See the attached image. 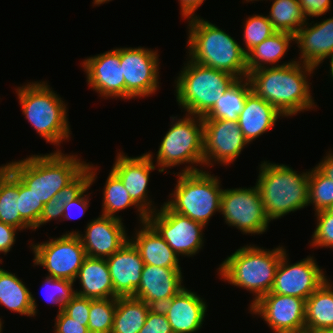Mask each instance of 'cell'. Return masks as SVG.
Returning a JSON list of instances; mask_svg holds the SVG:
<instances>
[{"instance_id": "1", "label": "cell", "mask_w": 333, "mask_h": 333, "mask_svg": "<svg viewBox=\"0 0 333 333\" xmlns=\"http://www.w3.org/2000/svg\"><path fill=\"white\" fill-rule=\"evenodd\" d=\"M86 162L77 155L52 153L30 155L6 166L43 204L63 193H72L86 179Z\"/></svg>"}, {"instance_id": "2", "label": "cell", "mask_w": 333, "mask_h": 333, "mask_svg": "<svg viewBox=\"0 0 333 333\" xmlns=\"http://www.w3.org/2000/svg\"><path fill=\"white\" fill-rule=\"evenodd\" d=\"M294 60L285 66L252 71L247 77L252 91L289 118L317 107L310 92L312 83L308 82L316 68Z\"/></svg>"}, {"instance_id": "3", "label": "cell", "mask_w": 333, "mask_h": 333, "mask_svg": "<svg viewBox=\"0 0 333 333\" xmlns=\"http://www.w3.org/2000/svg\"><path fill=\"white\" fill-rule=\"evenodd\" d=\"M187 21V56L191 61L225 71L237 79L248 77L247 54L233 37L199 15Z\"/></svg>"}, {"instance_id": "4", "label": "cell", "mask_w": 333, "mask_h": 333, "mask_svg": "<svg viewBox=\"0 0 333 333\" xmlns=\"http://www.w3.org/2000/svg\"><path fill=\"white\" fill-rule=\"evenodd\" d=\"M285 251V247L280 245L272 250L254 244L240 247L220 264L217 269L219 279L252 293L254 298L250 307L271 291L278 264Z\"/></svg>"}, {"instance_id": "5", "label": "cell", "mask_w": 333, "mask_h": 333, "mask_svg": "<svg viewBox=\"0 0 333 333\" xmlns=\"http://www.w3.org/2000/svg\"><path fill=\"white\" fill-rule=\"evenodd\" d=\"M256 181L270 221L303 209L309 204V170L302 173L285 164L262 161Z\"/></svg>"}, {"instance_id": "6", "label": "cell", "mask_w": 333, "mask_h": 333, "mask_svg": "<svg viewBox=\"0 0 333 333\" xmlns=\"http://www.w3.org/2000/svg\"><path fill=\"white\" fill-rule=\"evenodd\" d=\"M15 90L23 115L41 138L54 146L69 139L71 130L67 104L52 90L48 82L32 81Z\"/></svg>"}, {"instance_id": "7", "label": "cell", "mask_w": 333, "mask_h": 333, "mask_svg": "<svg viewBox=\"0 0 333 333\" xmlns=\"http://www.w3.org/2000/svg\"><path fill=\"white\" fill-rule=\"evenodd\" d=\"M186 59L175 80L176 100L186 114L204 117L237 78Z\"/></svg>"}, {"instance_id": "8", "label": "cell", "mask_w": 333, "mask_h": 333, "mask_svg": "<svg viewBox=\"0 0 333 333\" xmlns=\"http://www.w3.org/2000/svg\"><path fill=\"white\" fill-rule=\"evenodd\" d=\"M176 176V187L164 203L172 211L206 226L216 211L220 213L223 192L220 177L208 170L178 172Z\"/></svg>"}, {"instance_id": "9", "label": "cell", "mask_w": 333, "mask_h": 333, "mask_svg": "<svg viewBox=\"0 0 333 333\" xmlns=\"http://www.w3.org/2000/svg\"><path fill=\"white\" fill-rule=\"evenodd\" d=\"M171 126L166 132L156 154L158 172L166 168L189 164L181 172L204 170L203 157V118L186 114L182 118L170 117ZM178 120V121H177ZM195 164V165H194ZM203 165L201 169L195 167ZM192 165V166H191ZM194 165V166H193Z\"/></svg>"}, {"instance_id": "10", "label": "cell", "mask_w": 333, "mask_h": 333, "mask_svg": "<svg viewBox=\"0 0 333 333\" xmlns=\"http://www.w3.org/2000/svg\"><path fill=\"white\" fill-rule=\"evenodd\" d=\"M33 264L42 266L49 277L76 282L79 269L87 257L77 234H63L42 243H31Z\"/></svg>"}, {"instance_id": "11", "label": "cell", "mask_w": 333, "mask_h": 333, "mask_svg": "<svg viewBox=\"0 0 333 333\" xmlns=\"http://www.w3.org/2000/svg\"><path fill=\"white\" fill-rule=\"evenodd\" d=\"M220 213L228 226L243 234L261 235L271 222L265 213L258 186L223 189Z\"/></svg>"}, {"instance_id": "12", "label": "cell", "mask_w": 333, "mask_h": 333, "mask_svg": "<svg viewBox=\"0 0 333 333\" xmlns=\"http://www.w3.org/2000/svg\"><path fill=\"white\" fill-rule=\"evenodd\" d=\"M154 213L148 214L147 222L179 256L192 257L204 246V225L187 216L172 211L165 203Z\"/></svg>"}, {"instance_id": "13", "label": "cell", "mask_w": 333, "mask_h": 333, "mask_svg": "<svg viewBox=\"0 0 333 333\" xmlns=\"http://www.w3.org/2000/svg\"><path fill=\"white\" fill-rule=\"evenodd\" d=\"M158 51L120 47V68L125 79V99L153 95L159 88Z\"/></svg>"}, {"instance_id": "14", "label": "cell", "mask_w": 333, "mask_h": 333, "mask_svg": "<svg viewBox=\"0 0 333 333\" xmlns=\"http://www.w3.org/2000/svg\"><path fill=\"white\" fill-rule=\"evenodd\" d=\"M288 257L285 251L278 264L270 292L307 300L328 278L313 256H307L293 264Z\"/></svg>"}, {"instance_id": "15", "label": "cell", "mask_w": 333, "mask_h": 333, "mask_svg": "<svg viewBox=\"0 0 333 333\" xmlns=\"http://www.w3.org/2000/svg\"><path fill=\"white\" fill-rule=\"evenodd\" d=\"M204 166L233 163L249 143L245 140L238 122L226 119L203 120Z\"/></svg>"}, {"instance_id": "16", "label": "cell", "mask_w": 333, "mask_h": 333, "mask_svg": "<svg viewBox=\"0 0 333 333\" xmlns=\"http://www.w3.org/2000/svg\"><path fill=\"white\" fill-rule=\"evenodd\" d=\"M274 333H290L305 328L306 300L269 292L249 307Z\"/></svg>"}, {"instance_id": "17", "label": "cell", "mask_w": 333, "mask_h": 333, "mask_svg": "<svg viewBox=\"0 0 333 333\" xmlns=\"http://www.w3.org/2000/svg\"><path fill=\"white\" fill-rule=\"evenodd\" d=\"M153 157L151 152H146L137 157H129L120 151L117 153L111 169L123 182V186L128 191L132 200L147 215L157 210L154 205L155 203L148 197L147 189L150 173L152 170H156Z\"/></svg>"}, {"instance_id": "18", "label": "cell", "mask_w": 333, "mask_h": 333, "mask_svg": "<svg viewBox=\"0 0 333 333\" xmlns=\"http://www.w3.org/2000/svg\"><path fill=\"white\" fill-rule=\"evenodd\" d=\"M82 67L89 87L102 98L125 99V79L120 68V48L83 60Z\"/></svg>"}, {"instance_id": "19", "label": "cell", "mask_w": 333, "mask_h": 333, "mask_svg": "<svg viewBox=\"0 0 333 333\" xmlns=\"http://www.w3.org/2000/svg\"><path fill=\"white\" fill-rule=\"evenodd\" d=\"M123 224L120 219L99 215L87 224L85 234L79 231H68L66 234L79 236L87 256L106 259L129 241Z\"/></svg>"}, {"instance_id": "20", "label": "cell", "mask_w": 333, "mask_h": 333, "mask_svg": "<svg viewBox=\"0 0 333 333\" xmlns=\"http://www.w3.org/2000/svg\"><path fill=\"white\" fill-rule=\"evenodd\" d=\"M181 268H166L144 264L140 285L133 297L143 300L151 307L160 308L185 286Z\"/></svg>"}, {"instance_id": "21", "label": "cell", "mask_w": 333, "mask_h": 333, "mask_svg": "<svg viewBox=\"0 0 333 333\" xmlns=\"http://www.w3.org/2000/svg\"><path fill=\"white\" fill-rule=\"evenodd\" d=\"M199 296L184 287L160 307L173 333H194L201 329L208 305Z\"/></svg>"}, {"instance_id": "22", "label": "cell", "mask_w": 333, "mask_h": 333, "mask_svg": "<svg viewBox=\"0 0 333 333\" xmlns=\"http://www.w3.org/2000/svg\"><path fill=\"white\" fill-rule=\"evenodd\" d=\"M312 23L307 20L294 35L293 43L300 49L299 62L317 69L326 58L333 56V17Z\"/></svg>"}, {"instance_id": "23", "label": "cell", "mask_w": 333, "mask_h": 333, "mask_svg": "<svg viewBox=\"0 0 333 333\" xmlns=\"http://www.w3.org/2000/svg\"><path fill=\"white\" fill-rule=\"evenodd\" d=\"M114 294L117 297L134 296L140 285L144 262L136 247L128 241L117 252L106 258Z\"/></svg>"}, {"instance_id": "24", "label": "cell", "mask_w": 333, "mask_h": 333, "mask_svg": "<svg viewBox=\"0 0 333 333\" xmlns=\"http://www.w3.org/2000/svg\"><path fill=\"white\" fill-rule=\"evenodd\" d=\"M280 117L283 115L274 106L251 91L237 122L245 140L251 144L273 128Z\"/></svg>"}, {"instance_id": "25", "label": "cell", "mask_w": 333, "mask_h": 333, "mask_svg": "<svg viewBox=\"0 0 333 333\" xmlns=\"http://www.w3.org/2000/svg\"><path fill=\"white\" fill-rule=\"evenodd\" d=\"M129 241L139 251L144 264L181 268L178 255L148 222L141 223Z\"/></svg>"}, {"instance_id": "26", "label": "cell", "mask_w": 333, "mask_h": 333, "mask_svg": "<svg viewBox=\"0 0 333 333\" xmlns=\"http://www.w3.org/2000/svg\"><path fill=\"white\" fill-rule=\"evenodd\" d=\"M81 289L75 295L90 299L117 298L114 294L110 271L106 259L87 256L79 269Z\"/></svg>"}, {"instance_id": "27", "label": "cell", "mask_w": 333, "mask_h": 333, "mask_svg": "<svg viewBox=\"0 0 333 333\" xmlns=\"http://www.w3.org/2000/svg\"><path fill=\"white\" fill-rule=\"evenodd\" d=\"M0 305L10 311L34 317L37 315V303L32 292L12 272L0 267ZM0 323L2 319L0 318Z\"/></svg>"}, {"instance_id": "28", "label": "cell", "mask_w": 333, "mask_h": 333, "mask_svg": "<svg viewBox=\"0 0 333 333\" xmlns=\"http://www.w3.org/2000/svg\"><path fill=\"white\" fill-rule=\"evenodd\" d=\"M292 41H294L293 34L287 32H275L262 43L256 45L247 53L248 74L261 68L285 66L295 62L292 59L289 62H284L281 65L279 64V61L284 58L285 54H287Z\"/></svg>"}, {"instance_id": "29", "label": "cell", "mask_w": 333, "mask_h": 333, "mask_svg": "<svg viewBox=\"0 0 333 333\" xmlns=\"http://www.w3.org/2000/svg\"><path fill=\"white\" fill-rule=\"evenodd\" d=\"M305 328L333 329V283L327 279L306 300Z\"/></svg>"}, {"instance_id": "30", "label": "cell", "mask_w": 333, "mask_h": 333, "mask_svg": "<svg viewBox=\"0 0 333 333\" xmlns=\"http://www.w3.org/2000/svg\"><path fill=\"white\" fill-rule=\"evenodd\" d=\"M19 178L6 166L0 172V221L18 228H33L20 216L18 210Z\"/></svg>"}, {"instance_id": "31", "label": "cell", "mask_w": 333, "mask_h": 333, "mask_svg": "<svg viewBox=\"0 0 333 333\" xmlns=\"http://www.w3.org/2000/svg\"><path fill=\"white\" fill-rule=\"evenodd\" d=\"M251 91L252 86L247 77L237 79L228 87L213 108L202 117L203 120L226 119L237 122L244 108L247 95Z\"/></svg>"}, {"instance_id": "32", "label": "cell", "mask_w": 333, "mask_h": 333, "mask_svg": "<svg viewBox=\"0 0 333 333\" xmlns=\"http://www.w3.org/2000/svg\"><path fill=\"white\" fill-rule=\"evenodd\" d=\"M151 308L133 296L117 297L111 333H139Z\"/></svg>"}, {"instance_id": "33", "label": "cell", "mask_w": 333, "mask_h": 333, "mask_svg": "<svg viewBox=\"0 0 333 333\" xmlns=\"http://www.w3.org/2000/svg\"><path fill=\"white\" fill-rule=\"evenodd\" d=\"M102 214L122 220L117 212L125 210L131 206L137 208L140 224L147 222L148 215L132 200L128 191L123 186V182L111 170L103 187ZM116 213V214H115Z\"/></svg>"}, {"instance_id": "34", "label": "cell", "mask_w": 333, "mask_h": 333, "mask_svg": "<svg viewBox=\"0 0 333 333\" xmlns=\"http://www.w3.org/2000/svg\"><path fill=\"white\" fill-rule=\"evenodd\" d=\"M272 2L267 16L277 32L295 35L307 22L298 0H272Z\"/></svg>"}, {"instance_id": "35", "label": "cell", "mask_w": 333, "mask_h": 333, "mask_svg": "<svg viewBox=\"0 0 333 333\" xmlns=\"http://www.w3.org/2000/svg\"><path fill=\"white\" fill-rule=\"evenodd\" d=\"M94 165L86 164V179L68 196L66 204L63 208V218L67 220L79 219L84 215L89 205V194L87 190L90 189L93 182L97 177V172ZM86 194V195H85Z\"/></svg>"}, {"instance_id": "36", "label": "cell", "mask_w": 333, "mask_h": 333, "mask_svg": "<svg viewBox=\"0 0 333 333\" xmlns=\"http://www.w3.org/2000/svg\"><path fill=\"white\" fill-rule=\"evenodd\" d=\"M117 298L91 299L88 330L90 333H111Z\"/></svg>"}, {"instance_id": "37", "label": "cell", "mask_w": 333, "mask_h": 333, "mask_svg": "<svg viewBox=\"0 0 333 333\" xmlns=\"http://www.w3.org/2000/svg\"><path fill=\"white\" fill-rule=\"evenodd\" d=\"M314 211L327 210L333 204V180L325 177L316 167L309 171V206Z\"/></svg>"}, {"instance_id": "38", "label": "cell", "mask_w": 333, "mask_h": 333, "mask_svg": "<svg viewBox=\"0 0 333 333\" xmlns=\"http://www.w3.org/2000/svg\"><path fill=\"white\" fill-rule=\"evenodd\" d=\"M243 24H245L243 41L246 45L243 51L246 54L256 45L277 32L269 21L268 16L264 15L256 14L249 16Z\"/></svg>"}, {"instance_id": "39", "label": "cell", "mask_w": 333, "mask_h": 333, "mask_svg": "<svg viewBox=\"0 0 333 333\" xmlns=\"http://www.w3.org/2000/svg\"><path fill=\"white\" fill-rule=\"evenodd\" d=\"M74 284L75 283L71 280L47 276L42 284V288H47V290H45L46 294L43 295V297L48 304H54V306L58 305V312H60L63 310V305L75 296Z\"/></svg>"}, {"instance_id": "40", "label": "cell", "mask_w": 333, "mask_h": 333, "mask_svg": "<svg viewBox=\"0 0 333 333\" xmlns=\"http://www.w3.org/2000/svg\"><path fill=\"white\" fill-rule=\"evenodd\" d=\"M18 210L20 216L34 228L39 221L44 204L33 192L19 179Z\"/></svg>"}, {"instance_id": "41", "label": "cell", "mask_w": 333, "mask_h": 333, "mask_svg": "<svg viewBox=\"0 0 333 333\" xmlns=\"http://www.w3.org/2000/svg\"><path fill=\"white\" fill-rule=\"evenodd\" d=\"M317 225L310 241L312 247L333 249V214L328 210L315 212Z\"/></svg>"}, {"instance_id": "42", "label": "cell", "mask_w": 333, "mask_h": 333, "mask_svg": "<svg viewBox=\"0 0 333 333\" xmlns=\"http://www.w3.org/2000/svg\"><path fill=\"white\" fill-rule=\"evenodd\" d=\"M71 193H63L56 197L51 198L44 204L42 213L40 215L38 224L33 228L38 229L41 225H44L51 220H57L63 218V208L66 204L67 198Z\"/></svg>"}, {"instance_id": "43", "label": "cell", "mask_w": 333, "mask_h": 333, "mask_svg": "<svg viewBox=\"0 0 333 333\" xmlns=\"http://www.w3.org/2000/svg\"><path fill=\"white\" fill-rule=\"evenodd\" d=\"M139 333H173V331L161 308L152 307Z\"/></svg>"}, {"instance_id": "44", "label": "cell", "mask_w": 333, "mask_h": 333, "mask_svg": "<svg viewBox=\"0 0 333 333\" xmlns=\"http://www.w3.org/2000/svg\"><path fill=\"white\" fill-rule=\"evenodd\" d=\"M90 298H83L75 295L70 301L63 305V311L74 321L84 322L88 326L90 312Z\"/></svg>"}, {"instance_id": "45", "label": "cell", "mask_w": 333, "mask_h": 333, "mask_svg": "<svg viewBox=\"0 0 333 333\" xmlns=\"http://www.w3.org/2000/svg\"><path fill=\"white\" fill-rule=\"evenodd\" d=\"M57 313L54 333H90L84 322L72 320L63 310Z\"/></svg>"}, {"instance_id": "46", "label": "cell", "mask_w": 333, "mask_h": 333, "mask_svg": "<svg viewBox=\"0 0 333 333\" xmlns=\"http://www.w3.org/2000/svg\"><path fill=\"white\" fill-rule=\"evenodd\" d=\"M307 20L309 17L325 15L331 9V0H298Z\"/></svg>"}, {"instance_id": "47", "label": "cell", "mask_w": 333, "mask_h": 333, "mask_svg": "<svg viewBox=\"0 0 333 333\" xmlns=\"http://www.w3.org/2000/svg\"><path fill=\"white\" fill-rule=\"evenodd\" d=\"M18 231H20L18 228L0 221V254L4 253L6 255L11 251L12 246L16 242Z\"/></svg>"}, {"instance_id": "48", "label": "cell", "mask_w": 333, "mask_h": 333, "mask_svg": "<svg viewBox=\"0 0 333 333\" xmlns=\"http://www.w3.org/2000/svg\"><path fill=\"white\" fill-rule=\"evenodd\" d=\"M180 4L181 15L188 19L195 17V11L200 7L205 0H178Z\"/></svg>"}, {"instance_id": "49", "label": "cell", "mask_w": 333, "mask_h": 333, "mask_svg": "<svg viewBox=\"0 0 333 333\" xmlns=\"http://www.w3.org/2000/svg\"><path fill=\"white\" fill-rule=\"evenodd\" d=\"M325 177L333 180V154L331 150L326 156L315 166Z\"/></svg>"}, {"instance_id": "50", "label": "cell", "mask_w": 333, "mask_h": 333, "mask_svg": "<svg viewBox=\"0 0 333 333\" xmlns=\"http://www.w3.org/2000/svg\"><path fill=\"white\" fill-rule=\"evenodd\" d=\"M290 333H318V331L311 330V329H308V328H303V329H299L297 331L290 332Z\"/></svg>"}, {"instance_id": "51", "label": "cell", "mask_w": 333, "mask_h": 333, "mask_svg": "<svg viewBox=\"0 0 333 333\" xmlns=\"http://www.w3.org/2000/svg\"><path fill=\"white\" fill-rule=\"evenodd\" d=\"M109 1H112V0H93V4H94V6L96 5V6H100L101 4H104V3H107V2H109Z\"/></svg>"}, {"instance_id": "52", "label": "cell", "mask_w": 333, "mask_h": 333, "mask_svg": "<svg viewBox=\"0 0 333 333\" xmlns=\"http://www.w3.org/2000/svg\"><path fill=\"white\" fill-rule=\"evenodd\" d=\"M330 71H329V73H330V75H331V78L333 79V56L330 58Z\"/></svg>"}, {"instance_id": "53", "label": "cell", "mask_w": 333, "mask_h": 333, "mask_svg": "<svg viewBox=\"0 0 333 333\" xmlns=\"http://www.w3.org/2000/svg\"><path fill=\"white\" fill-rule=\"evenodd\" d=\"M318 333H333V329L320 330V331H318Z\"/></svg>"}, {"instance_id": "54", "label": "cell", "mask_w": 333, "mask_h": 333, "mask_svg": "<svg viewBox=\"0 0 333 333\" xmlns=\"http://www.w3.org/2000/svg\"><path fill=\"white\" fill-rule=\"evenodd\" d=\"M327 210H328L330 213L333 214V204H332V206H331L330 208H328Z\"/></svg>"}, {"instance_id": "55", "label": "cell", "mask_w": 333, "mask_h": 333, "mask_svg": "<svg viewBox=\"0 0 333 333\" xmlns=\"http://www.w3.org/2000/svg\"><path fill=\"white\" fill-rule=\"evenodd\" d=\"M6 167V164L0 166V172Z\"/></svg>"}, {"instance_id": "56", "label": "cell", "mask_w": 333, "mask_h": 333, "mask_svg": "<svg viewBox=\"0 0 333 333\" xmlns=\"http://www.w3.org/2000/svg\"><path fill=\"white\" fill-rule=\"evenodd\" d=\"M2 325H3V323H0V333L3 332V331H2V330H3L2 328H4V327H3Z\"/></svg>"}, {"instance_id": "57", "label": "cell", "mask_w": 333, "mask_h": 333, "mask_svg": "<svg viewBox=\"0 0 333 333\" xmlns=\"http://www.w3.org/2000/svg\"><path fill=\"white\" fill-rule=\"evenodd\" d=\"M247 3L250 2V1H259V0H245Z\"/></svg>"}]
</instances>
